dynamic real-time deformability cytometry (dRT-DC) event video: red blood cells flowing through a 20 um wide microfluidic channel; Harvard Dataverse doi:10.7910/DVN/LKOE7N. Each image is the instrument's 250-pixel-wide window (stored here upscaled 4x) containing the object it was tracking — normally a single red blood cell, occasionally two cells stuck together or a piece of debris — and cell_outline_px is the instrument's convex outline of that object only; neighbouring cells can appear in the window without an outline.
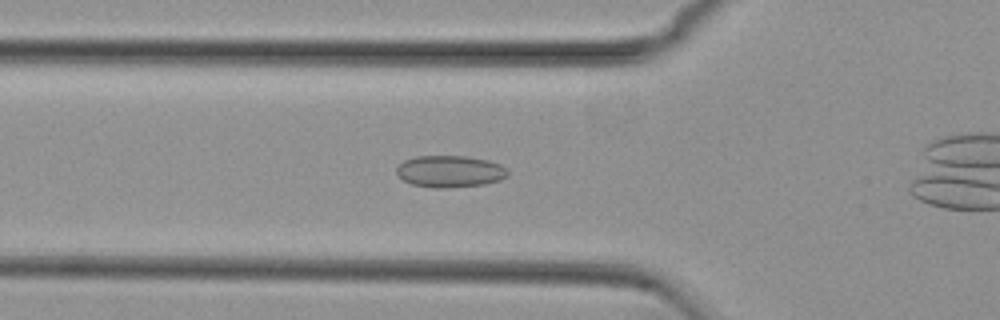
{"species": "common noctule bat (a hibernating species)", "species_latin": "Nyctalus noctula", "temperature_condition": "cold", "stored_images_in_passage": 36, "camera_frame_rate_fps": 3000, "um_per_image_px": 0.085, "animal": {"sex": "female", "body_mass_g": 29.2, "forearm_length_mm": 56.3}, "frame": {"image": 1, "passage_image": 10, "time_ms": 3.0, "image_size_px": [1000, 320], "cell_outline_px": [[508, 176], [500, 180], [484, 184], [444, 188], [436, 188], [412, 184], [404, 180], [396, 172], [396, 168], [404, 160], [416, 156], [464, 156], [488, 160], [500, 164], [508, 168]], "centroid_in_image_um": [38.27, 14.56], "position_along_channel_um": 87.5, "area_um2": 20.58}}
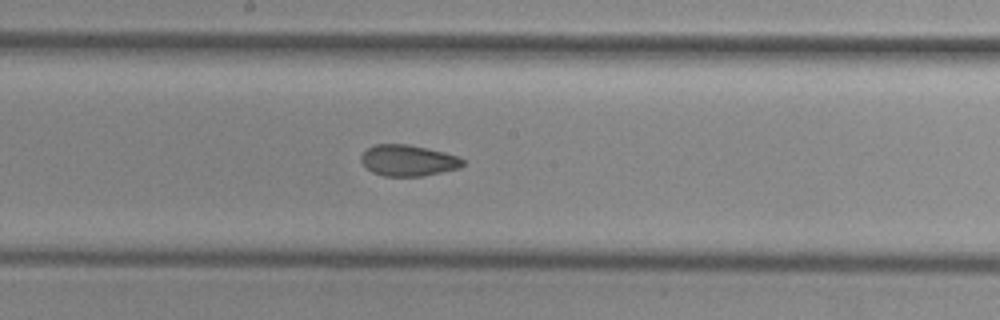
{"frame": {"image": 2, "passage_image": 20, "time_ms": 6.333, "image_size_px": [1000, 320], "cell_outline_px": [[464, 164], [460, 168], [424, 176], [384, 176], [372, 172], [360, 160], [360, 156], [368, 148], [376, 144], [408, 144], [428, 148], [460, 156], [464, 160]], "centroid_in_image_um": [34.72, 13.64], "position_along_channel_um": 213.5, "area_um2": 18.55}}
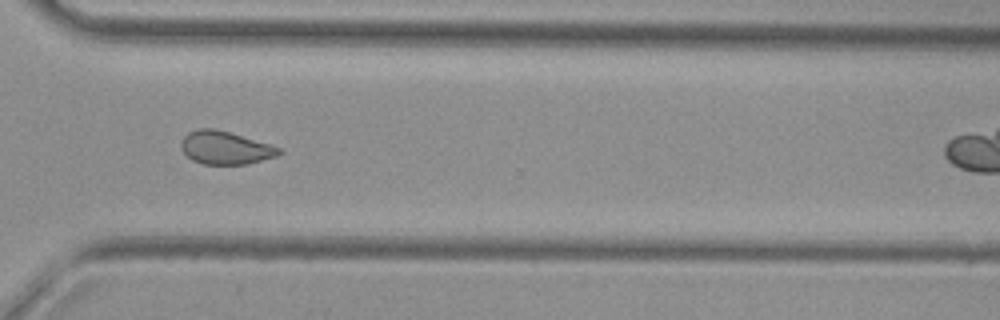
{"frame": {"image": 3, "passage_image": 31, "time_ms": 10.0, "image_size_px": [1000, 320], "cell_outline_px": [[284, 152], [276, 156], [248, 164], [204, 164], [192, 160], [180, 148], [180, 144], [184, 136], [188, 132], [200, 128], [216, 128], [268, 144], [280, 148]], "centroid_in_image_um": [19.13, 12.56], "position_along_channel_um": 351.5, "area_um2": 18.73}}